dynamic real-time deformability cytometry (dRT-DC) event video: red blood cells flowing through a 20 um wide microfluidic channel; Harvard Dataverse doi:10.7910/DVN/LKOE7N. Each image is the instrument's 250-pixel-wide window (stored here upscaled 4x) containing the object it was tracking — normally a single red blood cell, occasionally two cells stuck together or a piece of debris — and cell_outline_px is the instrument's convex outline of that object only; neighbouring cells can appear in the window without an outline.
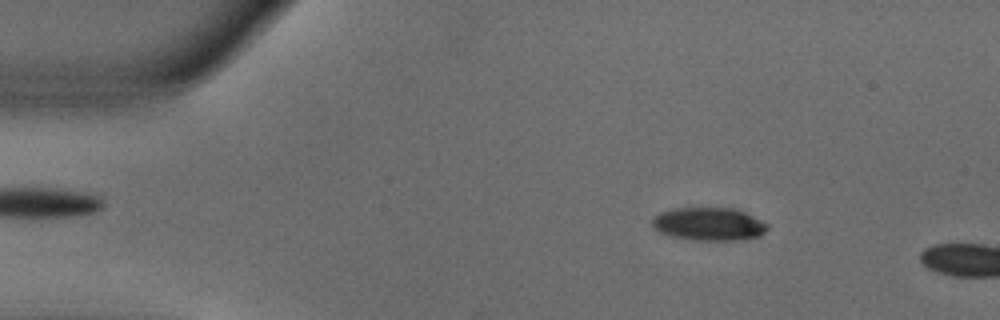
{"species": "common noctule bat (a hibernating species)", "species_latin": "Nyctalus noctula", "temperature_condition": "warm", "stored_images_in_passage": 9, "camera_frame_rate_fps": 3000, "um_per_image_px": 0.085, "animal": {"sex": "male", "body_mass_g": 18.8}, "frame": {"image": 1, "passage_image": 7, "time_ms": 2.0, "image_size_px": [1000, 320], "cell_outline_px": [[768, 228], [760, 236], [732, 240], [696, 240], [672, 236], [660, 232], [652, 224], [652, 216], [660, 212], [676, 208], [732, 208], [744, 212], [768, 224]], "centroid_in_image_um": [60.23, 19.03], "position_along_channel_um": 24.8, "area_um2": 21.91}}